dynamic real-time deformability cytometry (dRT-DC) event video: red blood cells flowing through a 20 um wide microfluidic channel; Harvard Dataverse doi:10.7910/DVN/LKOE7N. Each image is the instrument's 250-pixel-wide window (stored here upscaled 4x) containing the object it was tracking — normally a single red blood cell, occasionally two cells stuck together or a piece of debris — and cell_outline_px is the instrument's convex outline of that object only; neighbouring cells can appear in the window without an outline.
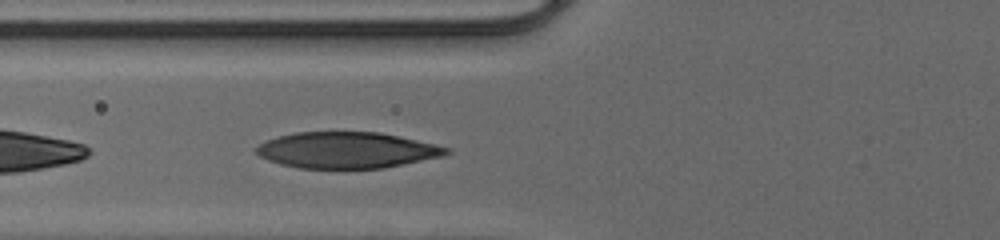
{"species": "human", "species_latin": "Homo sapiens", "temperature_condition": "cold", "stored_images_in_passage": 27, "camera_frame_rate_fps": 3000, "um_per_image_px": 0.085, "donor": {"sex": "male"}, "frame": {"image": 1, "passage_image": 3, "time_ms": 0.667, "image_size_px": [1000, 240], "cell_outline_px": [[452, 152], [444, 156], [384, 168], [300, 168], [280, 164], [268, 160], [260, 156], [256, 152], [256, 148], [260, 144], [276, 136], [296, 132], [380, 132], [436, 144], [452, 148]], "centroid_in_image_um": [29.53, 12.76], "position_along_channel_um": 96.3, "area_um2": 40.11}}
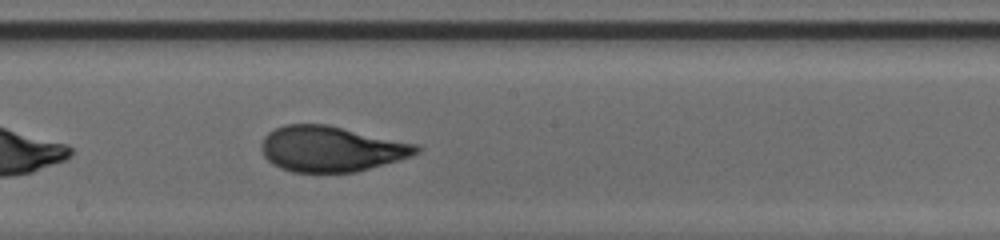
{"frame": {"image": 2, "passage_image": 12, "time_ms": 3.667, "image_size_px": [1000, 240], "cell_outline_px": [[420, 152], [412, 156], [356, 172], [292, 172], [280, 168], [272, 164], [264, 156], [260, 148], [260, 144], [264, 136], [268, 132], [284, 124], [328, 124], [420, 144]], "centroid_in_image_um": [28.16, 12.64], "position_along_channel_um": 220.0, "area_um2": 41.56}}
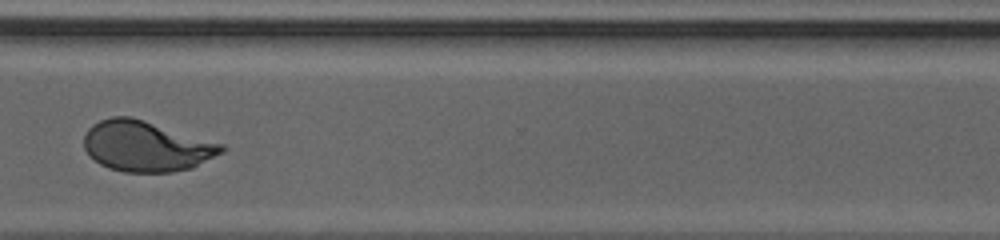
{"frame": {"image": 3, "passage_image": 22, "time_ms": 7.0, "image_size_px": [1000, 240], "cell_outline_px": [[228, 148], [224, 152], [192, 168], [172, 172], [124, 172], [108, 168], [100, 164], [84, 148], [84, 136], [88, 128], [92, 124], [100, 120], [112, 116], [128, 116], [144, 120], [224, 144]], "centroid_in_image_um": [12.45, 12.43], "position_along_channel_um": 358.1, "area_um2": 40.52}, "authors_computed_cell_mechanics": {"area_um2": 40.8068, "velocity_mm_per_s": 4.1265, "shape_relaxation_time_tau1_ms": 5.5372, "shape_relaxation_time_tau2_ms": 0.837, "deformation_change_tau1": 0.2344, "deformation_change_tau2": 0.0635}}